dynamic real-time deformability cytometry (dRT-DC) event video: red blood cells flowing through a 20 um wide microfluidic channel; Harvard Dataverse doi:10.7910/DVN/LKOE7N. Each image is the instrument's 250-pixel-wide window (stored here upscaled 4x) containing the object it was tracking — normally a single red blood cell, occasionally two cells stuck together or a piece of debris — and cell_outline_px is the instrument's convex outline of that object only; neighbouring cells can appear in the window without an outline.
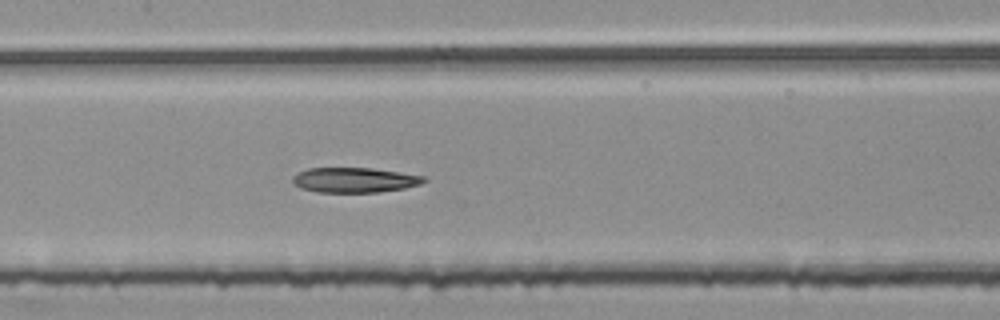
{"species": "common noctule bat (a hibernating species)", "species_latin": "Nyctalus noctula", "temperature_condition": "room temperature", "stored_images_in_passage": 50, "segment_of_instrument_passage": [2, 2], "camera_frame_rate_fps": 3000, "um_per_image_px": 0.085, "animal": {"sex": "female", "body_mass_g": 25.1}, "frame": {"image": 1, "passage_image": 22, "time_ms": 7.0, "image_size_px": [1000, 320], "cell_outline_px": [[428, 180], [420, 184], [404, 188], [380, 192], [316, 192], [300, 188], [292, 184], [292, 176], [296, 172], [308, 168], [372, 168], [428, 176]], "centroid_in_image_um": [30.12, 15.3], "position_along_channel_um": 177.3, "area_um2": 19.42}}
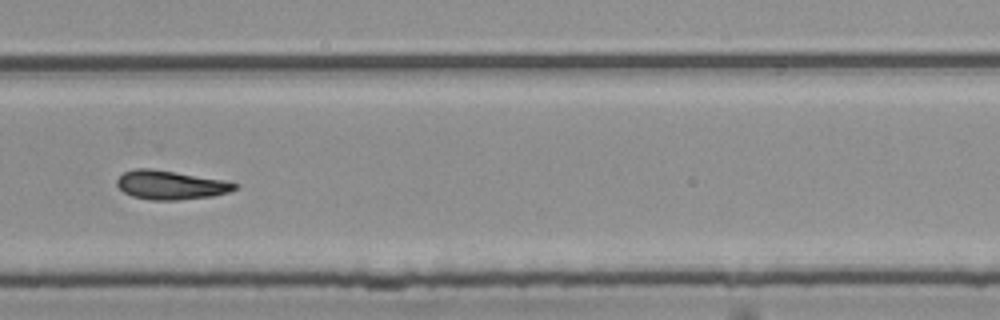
{"frame": {"image": 2, "passage_image": 33, "time_ms": 10.667, "image_size_px": [1000, 320], "cell_outline_px": [[236, 188], [228, 192], [212, 196], [176, 200], [152, 200], [132, 196], [124, 192], [116, 184], [116, 180], [124, 172], [132, 168], [148, 168], [224, 180], [236, 184]], "centroid_in_image_um": [14.45, 15.72], "position_along_channel_um": 315.4, "area_um2": 19.54}}
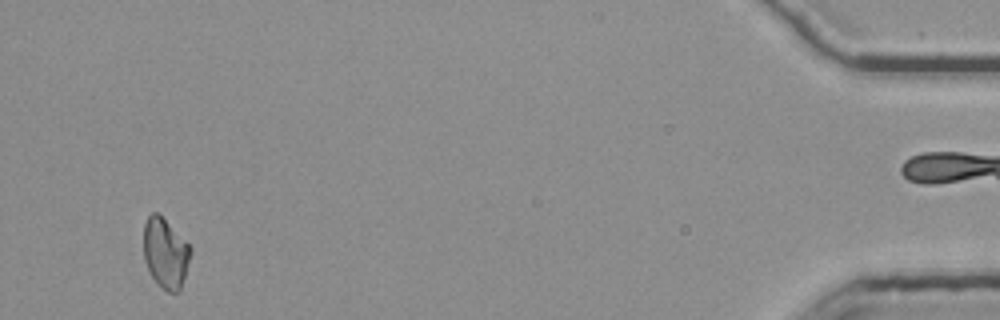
{"frame": {"image": 3, "passage_image": 48, "time_ms": 15.667, "image_size_px": [1000, 320], "cell_outline_px": [[192, 252], [180, 292], [168, 292], [152, 276], [144, 260], [144, 224], [148, 216], [152, 212], [156, 212], [192, 248]], "centroid_in_image_um": [14.07, 21.53], "position_along_channel_um": 421.1, "area_um2": 18.73}}